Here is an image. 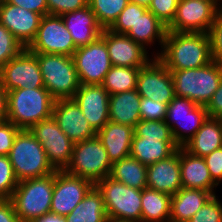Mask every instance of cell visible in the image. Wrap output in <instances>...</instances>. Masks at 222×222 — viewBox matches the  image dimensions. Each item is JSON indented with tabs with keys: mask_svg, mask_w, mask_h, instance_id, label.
<instances>
[{
	"mask_svg": "<svg viewBox=\"0 0 222 222\" xmlns=\"http://www.w3.org/2000/svg\"><path fill=\"white\" fill-rule=\"evenodd\" d=\"M0 222H21L10 199H0Z\"/></svg>",
	"mask_w": 222,
	"mask_h": 222,
	"instance_id": "49",
	"label": "cell"
},
{
	"mask_svg": "<svg viewBox=\"0 0 222 222\" xmlns=\"http://www.w3.org/2000/svg\"><path fill=\"white\" fill-rule=\"evenodd\" d=\"M80 84H102L112 67L108 49L100 36L88 45L78 47L72 55Z\"/></svg>",
	"mask_w": 222,
	"mask_h": 222,
	"instance_id": "11",
	"label": "cell"
},
{
	"mask_svg": "<svg viewBox=\"0 0 222 222\" xmlns=\"http://www.w3.org/2000/svg\"><path fill=\"white\" fill-rule=\"evenodd\" d=\"M146 174L147 165L128 156L112 164L110 177L129 187L142 190L147 188Z\"/></svg>",
	"mask_w": 222,
	"mask_h": 222,
	"instance_id": "32",
	"label": "cell"
},
{
	"mask_svg": "<svg viewBox=\"0 0 222 222\" xmlns=\"http://www.w3.org/2000/svg\"><path fill=\"white\" fill-rule=\"evenodd\" d=\"M52 117L74 144L96 136L97 132L73 99L55 100Z\"/></svg>",
	"mask_w": 222,
	"mask_h": 222,
	"instance_id": "16",
	"label": "cell"
},
{
	"mask_svg": "<svg viewBox=\"0 0 222 222\" xmlns=\"http://www.w3.org/2000/svg\"><path fill=\"white\" fill-rule=\"evenodd\" d=\"M29 131L46 152L49 164L55 171L65 170L71 162L74 143L59 128L53 117L42 120Z\"/></svg>",
	"mask_w": 222,
	"mask_h": 222,
	"instance_id": "9",
	"label": "cell"
},
{
	"mask_svg": "<svg viewBox=\"0 0 222 222\" xmlns=\"http://www.w3.org/2000/svg\"><path fill=\"white\" fill-rule=\"evenodd\" d=\"M196 106L197 104L194 101L187 98L174 96V98L168 103L166 118L186 117Z\"/></svg>",
	"mask_w": 222,
	"mask_h": 222,
	"instance_id": "45",
	"label": "cell"
},
{
	"mask_svg": "<svg viewBox=\"0 0 222 222\" xmlns=\"http://www.w3.org/2000/svg\"><path fill=\"white\" fill-rule=\"evenodd\" d=\"M109 97L101 84H80L72 98L96 132L109 121Z\"/></svg>",
	"mask_w": 222,
	"mask_h": 222,
	"instance_id": "17",
	"label": "cell"
},
{
	"mask_svg": "<svg viewBox=\"0 0 222 222\" xmlns=\"http://www.w3.org/2000/svg\"><path fill=\"white\" fill-rule=\"evenodd\" d=\"M222 10L214 0H179L173 21L167 31L208 33Z\"/></svg>",
	"mask_w": 222,
	"mask_h": 222,
	"instance_id": "10",
	"label": "cell"
},
{
	"mask_svg": "<svg viewBox=\"0 0 222 222\" xmlns=\"http://www.w3.org/2000/svg\"><path fill=\"white\" fill-rule=\"evenodd\" d=\"M33 222H65V218L60 215L49 213L41 218L35 219Z\"/></svg>",
	"mask_w": 222,
	"mask_h": 222,
	"instance_id": "51",
	"label": "cell"
},
{
	"mask_svg": "<svg viewBox=\"0 0 222 222\" xmlns=\"http://www.w3.org/2000/svg\"><path fill=\"white\" fill-rule=\"evenodd\" d=\"M141 67L112 66L101 84L107 92L116 94L136 89Z\"/></svg>",
	"mask_w": 222,
	"mask_h": 222,
	"instance_id": "33",
	"label": "cell"
},
{
	"mask_svg": "<svg viewBox=\"0 0 222 222\" xmlns=\"http://www.w3.org/2000/svg\"><path fill=\"white\" fill-rule=\"evenodd\" d=\"M134 133L138 137L175 141L165 120H140L134 127Z\"/></svg>",
	"mask_w": 222,
	"mask_h": 222,
	"instance_id": "35",
	"label": "cell"
},
{
	"mask_svg": "<svg viewBox=\"0 0 222 222\" xmlns=\"http://www.w3.org/2000/svg\"><path fill=\"white\" fill-rule=\"evenodd\" d=\"M54 187V173L19 181L10 200L21 222H33L49 214Z\"/></svg>",
	"mask_w": 222,
	"mask_h": 222,
	"instance_id": "4",
	"label": "cell"
},
{
	"mask_svg": "<svg viewBox=\"0 0 222 222\" xmlns=\"http://www.w3.org/2000/svg\"><path fill=\"white\" fill-rule=\"evenodd\" d=\"M203 158L212 180L218 185L222 180V147Z\"/></svg>",
	"mask_w": 222,
	"mask_h": 222,
	"instance_id": "46",
	"label": "cell"
},
{
	"mask_svg": "<svg viewBox=\"0 0 222 222\" xmlns=\"http://www.w3.org/2000/svg\"><path fill=\"white\" fill-rule=\"evenodd\" d=\"M189 153L205 157L222 147V119L208 117L195 135L182 146Z\"/></svg>",
	"mask_w": 222,
	"mask_h": 222,
	"instance_id": "25",
	"label": "cell"
},
{
	"mask_svg": "<svg viewBox=\"0 0 222 222\" xmlns=\"http://www.w3.org/2000/svg\"><path fill=\"white\" fill-rule=\"evenodd\" d=\"M129 2L137 3L138 5L149 7L151 0H129Z\"/></svg>",
	"mask_w": 222,
	"mask_h": 222,
	"instance_id": "52",
	"label": "cell"
},
{
	"mask_svg": "<svg viewBox=\"0 0 222 222\" xmlns=\"http://www.w3.org/2000/svg\"><path fill=\"white\" fill-rule=\"evenodd\" d=\"M167 33V26L163 24L151 11L147 10L138 21L126 33L133 41L145 48V45L152 44L159 39L163 48ZM155 40V41H154Z\"/></svg>",
	"mask_w": 222,
	"mask_h": 222,
	"instance_id": "28",
	"label": "cell"
},
{
	"mask_svg": "<svg viewBox=\"0 0 222 222\" xmlns=\"http://www.w3.org/2000/svg\"><path fill=\"white\" fill-rule=\"evenodd\" d=\"M107 46L112 66L143 67L150 60L144 48L126 34H117L103 29L100 35Z\"/></svg>",
	"mask_w": 222,
	"mask_h": 222,
	"instance_id": "18",
	"label": "cell"
},
{
	"mask_svg": "<svg viewBox=\"0 0 222 222\" xmlns=\"http://www.w3.org/2000/svg\"><path fill=\"white\" fill-rule=\"evenodd\" d=\"M95 186L101 192L109 219L141 222V190L129 187L110 176Z\"/></svg>",
	"mask_w": 222,
	"mask_h": 222,
	"instance_id": "7",
	"label": "cell"
},
{
	"mask_svg": "<svg viewBox=\"0 0 222 222\" xmlns=\"http://www.w3.org/2000/svg\"><path fill=\"white\" fill-rule=\"evenodd\" d=\"M147 188L174 195L182 188L180 147L170 157L147 165Z\"/></svg>",
	"mask_w": 222,
	"mask_h": 222,
	"instance_id": "20",
	"label": "cell"
},
{
	"mask_svg": "<svg viewBox=\"0 0 222 222\" xmlns=\"http://www.w3.org/2000/svg\"><path fill=\"white\" fill-rule=\"evenodd\" d=\"M134 127L108 121L96 136L101 141L108 158L113 164L120 159L130 156Z\"/></svg>",
	"mask_w": 222,
	"mask_h": 222,
	"instance_id": "22",
	"label": "cell"
},
{
	"mask_svg": "<svg viewBox=\"0 0 222 222\" xmlns=\"http://www.w3.org/2000/svg\"><path fill=\"white\" fill-rule=\"evenodd\" d=\"M6 3L16 5L29 11L48 15L47 0H4Z\"/></svg>",
	"mask_w": 222,
	"mask_h": 222,
	"instance_id": "47",
	"label": "cell"
},
{
	"mask_svg": "<svg viewBox=\"0 0 222 222\" xmlns=\"http://www.w3.org/2000/svg\"><path fill=\"white\" fill-rule=\"evenodd\" d=\"M129 0H88V6L103 29H109Z\"/></svg>",
	"mask_w": 222,
	"mask_h": 222,
	"instance_id": "34",
	"label": "cell"
},
{
	"mask_svg": "<svg viewBox=\"0 0 222 222\" xmlns=\"http://www.w3.org/2000/svg\"><path fill=\"white\" fill-rule=\"evenodd\" d=\"M55 99L45 88H22L7 92V120L20 130L52 117Z\"/></svg>",
	"mask_w": 222,
	"mask_h": 222,
	"instance_id": "2",
	"label": "cell"
},
{
	"mask_svg": "<svg viewBox=\"0 0 222 222\" xmlns=\"http://www.w3.org/2000/svg\"><path fill=\"white\" fill-rule=\"evenodd\" d=\"M147 10V7L129 2L109 30L117 34H126Z\"/></svg>",
	"mask_w": 222,
	"mask_h": 222,
	"instance_id": "36",
	"label": "cell"
},
{
	"mask_svg": "<svg viewBox=\"0 0 222 222\" xmlns=\"http://www.w3.org/2000/svg\"><path fill=\"white\" fill-rule=\"evenodd\" d=\"M208 117L209 115L206 106L197 105L186 117L165 118V122L170 126L173 138L177 145L182 147L195 135L197 130L203 125ZM187 123H189V125Z\"/></svg>",
	"mask_w": 222,
	"mask_h": 222,
	"instance_id": "31",
	"label": "cell"
},
{
	"mask_svg": "<svg viewBox=\"0 0 222 222\" xmlns=\"http://www.w3.org/2000/svg\"><path fill=\"white\" fill-rule=\"evenodd\" d=\"M42 15L0 0V23L27 48L35 39Z\"/></svg>",
	"mask_w": 222,
	"mask_h": 222,
	"instance_id": "19",
	"label": "cell"
},
{
	"mask_svg": "<svg viewBox=\"0 0 222 222\" xmlns=\"http://www.w3.org/2000/svg\"><path fill=\"white\" fill-rule=\"evenodd\" d=\"M179 0H151L148 10L168 26L176 13Z\"/></svg>",
	"mask_w": 222,
	"mask_h": 222,
	"instance_id": "40",
	"label": "cell"
},
{
	"mask_svg": "<svg viewBox=\"0 0 222 222\" xmlns=\"http://www.w3.org/2000/svg\"><path fill=\"white\" fill-rule=\"evenodd\" d=\"M213 61L222 64V10L217 14L208 32Z\"/></svg>",
	"mask_w": 222,
	"mask_h": 222,
	"instance_id": "42",
	"label": "cell"
},
{
	"mask_svg": "<svg viewBox=\"0 0 222 222\" xmlns=\"http://www.w3.org/2000/svg\"><path fill=\"white\" fill-rule=\"evenodd\" d=\"M64 218L65 222H107L103 197L97 187L94 185L84 199Z\"/></svg>",
	"mask_w": 222,
	"mask_h": 222,
	"instance_id": "29",
	"label": "cell"
},
{
	"mask_svg": "<svg viewBox=\"0 0 222 222\" xmlns=\"http://www.w3.org/2000/svg\"><path fill=\"white\" fill-rule=\"evenodd\" d=\"M20 129L6 120L0 123V155L8 156Z\"/></svg>",
	"mask_w": 222,
	"mask_h": 222,
	"instance_id": "44",
	"label": "cell"
},
{
	"mask_svg": "<svg viewBox=\"0 0 222 222\" xmlns=\"http://www.w3.org/2000/svg\"><path fill=\"white\" fill-rule=\"evenodd\" d=\"M179 146L175 141H160L134 134L131 143L130 156L142 164L150 165L173 155Z\"/></svg>",
	"mask_w": 222,
	"mask_h": 222,
	"instance_id": "27",
	"label": "cell"
},
{
	"mask_svg": "<svg viewBox=\"0 0 222 222\" xmlns=\"http://www.w3.org/2000/svg\"><path fill=\"white\" fill-rule=\"evenodd\" d=\"M24 49L20 41L0 23V69Z\"/></svg>",
	"mask_w": 222,
	"mask_h": 222,
	"instance_id": "37",
	"label": "cell"
},
{
	"mask_svg": "<svg viewBox=\"0 0 222 222\" xmlns=\"http://www.w3.org/2000/svg\"><path fill=\"white\" fill-rule=\"evenodd\" d=\"M212 196L209 191L182 187L171 196L170 222H188Z\"/></svg>",
	"mask_w": 222,
	"mask_h": 222,
	"instance_id": "24",
	"label": "cell"
},
{
	"mask_svg": "<svg viewBox=\"0 0 222 222\" xmlns=\"http://www.w3.org/2000/svg\"><path fill=\"white\" fill-rule=\"evenodd\" d=\"M107 222H135V221H128V220H118V219H109Z\"/></svg>",
	"mask_w": 222,
	"mask_h": 222,
	"instance_id": "53",
	"label": "cell"
},
{
	"mask_svg": "<svg viewBox=\"0 0 222 222\" xmlns=\"http://www.w3.org/2000/svg\"><path fill=\"white\" fill-rule=\"evenodd\" d=\"M88 6V0H47L48 14L62 16Z\"/></svg>",
	"mask_w": 222,
	"mask_h": 222,
	"instance_id": "43",
	"label": "cell"
},
{
	"mask_svg": "<svg viewBox=\"0 0 222 222\" xmlns=\"http://www.w3.org/2000/svg\"><path fill=\"white\" fill-rule=\"evenodd\" d=\"M112 163L101 141L94 138L74 144L71 162L65 171L91 181L94 185L110 176Z\"/></svg>",
	"mask_w": 222,
	"mask_h": 222,
	"instance_id": "8",
	"label": "cell"
},
{
	"mask_svg": "<svg viewBox=\"0 0 222 222\" xmlns=\"http://www.w3.org/2000/svg\"><path fill=\"white\" fill-rule=\"evenodd\" d=\"M180 174L184 188L202 189L211 192L218 186L211 178L204 158L195 156L180 147Z\"/></svg>",
	"mask_w": 222,
	"mask_h": 222,
	"instance_id": "23",
	"label": "cell"
},
{
	"mask_svg": "<svg viewBox=\"0 0 222 222\" xmlns=\"http://www.w3.org/2000/svg\"><path fill=\"white\" fill-rule=\"evenodd\" d=\"M139 69L136 90L141 97L168 104L175 96L170 70L156 57Z\"/></svg>",
	"mask_w": 222,
	"mask_h": 222,
	"instance_id": "15",
	"label": "cell"
},
{
	"mask_svg": "<svg viewBox=\"0 0 222 222\" xmlns=\"http://www.w3.org/2000/svg\"><path fill=\"white\" fill-rule=\"evenodd\" d=\"M209 117L222 119V80L206 106Z\"/></svg>",
	"mask_w": 222,
	"mask_h": 222,
	"instance_id": "48",
	"label": "cell"
},
{
	"mask_svg": "<svg viewBox=\"0 0 222 222\" xmlns=\"http://www.w3.org/2000/svg\"><path fill=\"white\" fill-rule=\"evenodd\" d=\"M175 96L207 106L222 80V64L211 63L196 69L170 71Z\"/></svg>",
	"mask_w": 222,
	"mask_h": 222,
	"instance_id": "3",
	"label": "cell"
},
{
	"mask_svg": "<svg viewBox=\"0 0 222 222\" xmlns=\"http://www.w3.org/2000/svg\"><path fill=\"white\" fill-rule=\"evenodd\" d=\"M18 181L40 178L55 172L46 152L29 130H20L8 155Z\"/></svg>",
	"mask_w": 222,
	"mask_h": 222,
	"instance_id": "5",
	"label": "cell"
},
{
	"mask_svg": "<svg viewBox=\"0 0 222 222\" xmlns=\"http://www.w3.org/2000/svg\"><path fill=\"white\" fill-rule=\"evenodd\" d=\"M7 120V91L0 80V123Z\"/></svg>",
	"mask_w": 222,
	"mask_h": 222,
	"instance_id": "50",
	"label": "cell"
},
{
	"mask_svg": "<svg viewBox=\"0 0 222 222\" xmlns=\"http://www.w3.org/2000/svg\"><path fill=\"white\" fill-rule=\"evenodd\" d=\"M156 57L170 71L196 69L213 61L208 33L167 31Z\"/></svg>",
	"mask_w": 222,
	"mask_h": 222,
	"instance_id": "1",
	"label": "cell"
},
{
	"mask_svg": "<svg viewBox=\"0 0 222 222\" xmlns=\"http://www.w3.org/2000/svg\"><path fill=\"white\" fill-rule=\"evenodd\" d=\"M38 58L44 87L55 100L72 99L80 87L73 58L63 54L34 53Z\"/></svg>",
	"mask_w": 222,
	"mask_h": 222,
	"instance_id": "6",
	"label": "cell"
},
{
	"mask_svg": "<svg viewBox=\"0 0 222 222\" xmlns=\"http://www.w3.org/2000/svg\"><path fill=\"white\" fill-rule=\"evenodd\" d=\"M61 18L77 48L94 42L103 30L89 6L65 13Z\"/></svg>",
	"mask_w": 222,
	"mask_h": 222,
	"instance_id": "21",
	"label": "cell"
},
{
	"mask_svg": "<svg viewBox=\"0 0 222 222\" xmlns=\"http://www.w3.org/2000/svg\"><path fill=\"white\" fill-rule=\"evenodd\" d=\"M213 195L188 222H222V203Z\"/></svg>",
	"mask_w": 222,
	"mask_h": 222,
	"instance_id": "39",
	"label": "cell"
},
{
	"mask_svg": "<svg viewBox=\"0 0 222 222\" xmlns=\"http://www.w3.org/2000/svg\"><path fill=\"white\" fill-rule=\"evenodd\" d=\"M27 49L32 53L63 54L72 57L77 47L61 16L48 14L42 16L36 37Z\"/></svg>",
	"mask_w": 222,
	"mask_h": 222,
	"instance_id": "12",
	"label": "cell"
},
{
	"mask_svg": "<svg viewBox=\"0 0 222 222\" xmlns=\"http://www.w3.org/2000/svg\"><path fill=\"white\" fill-rule=\"evenodd\" d=\"M18 182L9 157L0 155V199H10Z\"/></svg>",
	"mask_w": 222,
	"mask_h": 222,
	"instance_id": "38",
	"label": "cell"
},
{
	"mask_svg": "<svg viewBox=\"0 0 222 222\" xmlns=\"http://www.w3.org/2000/svg\"><path fill=\"white\" fill-rule=\"evenodd\" d=\"M141 96L137 90H129L109 97V121L135 127L141 120Z\"/></svg>",
	"mask_w": 222,
	"mask_h": 222,
	"instance_id": "26",
	"label": "cell"
},
{
	"mask_svg": "<svg viewBox=\"0 0 222 222\" xmlns=\"http://www.w3.org/2000/svg\"><path fill=\"white\" fill-rule=\"evenodd\" d=\"M171 195L149 188L141 190V222H170Z\"/></svg>",
	"mask_w": 222,
	"mask_h": 222,
	"instance_id": "30",
	"label": "cell"
},
{
	"mask_svg": "<svg viewBox=\"0 0 222 222\" xmlns=\"http://www.w3.org/2000/svg\"><path fill=\"white\" fill-rule=\"evenodd\" d=\"M94 184L65 170L54 172L50 213L65 217L80 203Z\"/></svg>",
	"mask_w": 222,
	"mask_h": 222,
	"instance_id": "14",
	"label": "cell"
},
{
	"mask_svg": "<svg viewBox=\"0 0 222 222\" xmlns=\"http://www.w3.org/2000/svg\"><path fill=\"white\" fill-rule=\"evenodd\" d=\"M168 104L141 97L140 116L141 120H165Z\"/></svg>",
	"mask_w": 222,
	"mask_h": 222,
	"instance_id": "41",
	"label": "cell"
},
{
	"mask_svg": "<svg viewBox=\"0 0 222 222\" xmlns=\"http://www.w3.org/2000/svg\"><path fill=\"white\" fill-rule=\"evenodd\" d=\"M0 80L7 92L22 88L44 87L38 58L27 48L0 69Z\"/></svg>",
	"mask_w": 222,
	"mask_h": 222,
	"instance_id": "13",
	"label": "cell"
}]
</instances>
